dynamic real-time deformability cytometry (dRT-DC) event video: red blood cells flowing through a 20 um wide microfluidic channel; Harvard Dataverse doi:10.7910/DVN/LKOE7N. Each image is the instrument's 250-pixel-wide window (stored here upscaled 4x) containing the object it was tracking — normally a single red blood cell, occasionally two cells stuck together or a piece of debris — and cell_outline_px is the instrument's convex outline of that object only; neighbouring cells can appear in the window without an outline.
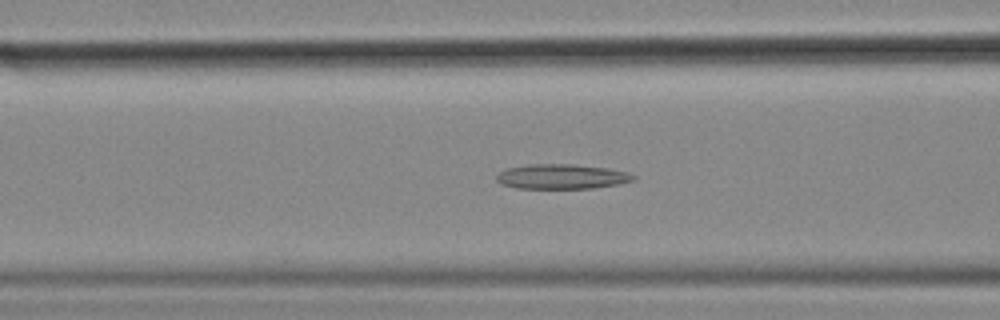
{"species": "common noctule bat (a hibernating species)", "species_latin": "Nyctalus noctula", "temperature_condition": "cold", "stored_images_in_passage": 50, "camera_frame_rate_fps": 3000, "um_per_image_px": 0.085, "animal": {"sex": "female", "body_mass_g": 18.4}, "frame": {"image": 1, "passage_image": 18, "time_ms": 5.667, "image_size_px": [1000, 320], "cell_outline_px": [[636, 180], [620, 184], [592, 188], [516, 188], [500, 184], [496, 180], [496, 176], [500, 172], [508, 168], [528, 164], [572, 164], [608, 168], [628, 172], [636, 176]], "centroid_in_image_um": [47.77, 15.01], "position_along_channel_um": 118.8, "area_um2": 19.88}}
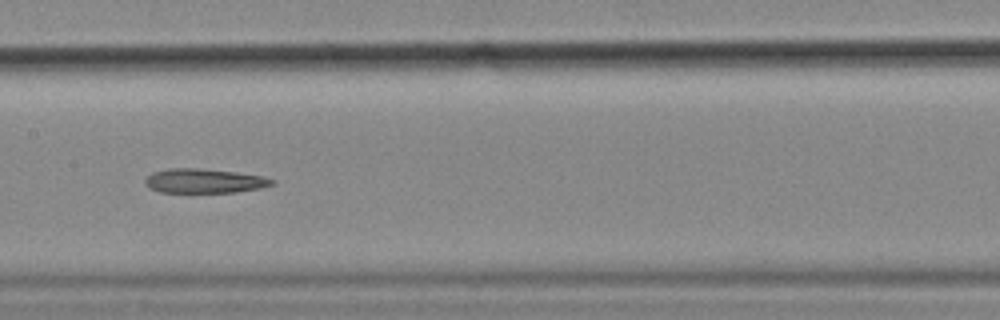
{"frame": {"image": 2, "passage_image": 24, "time_ms": 7.667, "image_size_px": [1000, 320], "cell_outline_px": [[276, 184], [260, 188], [236, 192], [160, 192], [144, 184], [144, 180], [152, 172], [168, 168], [196, 168], [236, 172], [264, 176], [276, 180]], "centroid_in_image_um": [17.4, 15.37], "position_along_channel_um": 190.0, "area_um2": 18.03}}
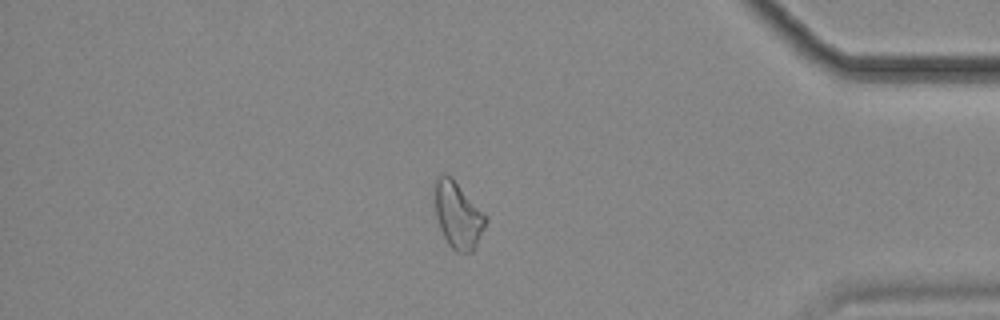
{"frame": {"image": 3, "passage_image": 44, "time_ms": 14.333, "image_size_px": [1000, 320], "cell_outline_px": [[488, 220], [476, 248], [472, 252], [456, 252], [448, 244], [440, 228], [436, 216], [432, 192], [432, 188], [436, 176], [444, 172], [452, 176], [488, 216]], "centroid_in_image_um": [38.91, 18.22], "position_along_channel_um": 396.3, "area_um2": 20.58}}